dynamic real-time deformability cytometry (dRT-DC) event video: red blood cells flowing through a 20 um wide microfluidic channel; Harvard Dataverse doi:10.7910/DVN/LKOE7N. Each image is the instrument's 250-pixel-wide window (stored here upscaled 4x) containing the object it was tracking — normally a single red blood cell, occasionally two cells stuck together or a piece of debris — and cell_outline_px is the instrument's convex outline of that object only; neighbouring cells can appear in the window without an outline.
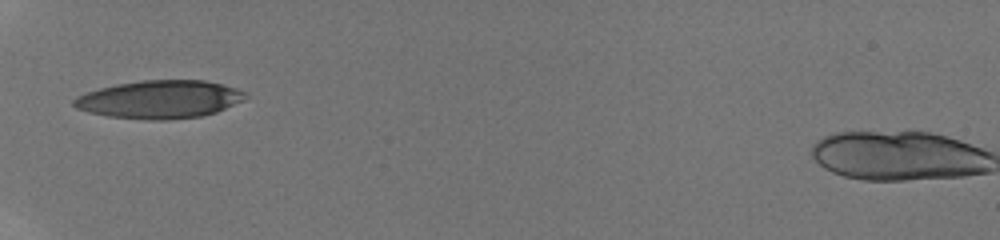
{"species": "human", "species_latin": "Homo sapiens", "temperature_condition": "room temperature", "stored_images_in_passage": 2, "camera_frame_rate_fps": 3000, "um_per_image_px": 0.085, "donor": {"sex": "male"}, "frame": {"image": 1, "passage_image": 1, "time_ms": 0.0, "image_size_px": [1000, 240], "cell_outline_px": [[248, 92], [244, 100], [216, 112], [200, 116], [164, 120], [148, 120], [108, 116], [88, 112], [76, 108], [72, 104], [72, 100], [76, 96], [100, 88], [116, 84], [140, 80], [204, 80], [236, 88]], "centroid_in_image_um": [13.56, 8.44], "position_along_channel_um": 71.4, "area_um2": 37.97}}